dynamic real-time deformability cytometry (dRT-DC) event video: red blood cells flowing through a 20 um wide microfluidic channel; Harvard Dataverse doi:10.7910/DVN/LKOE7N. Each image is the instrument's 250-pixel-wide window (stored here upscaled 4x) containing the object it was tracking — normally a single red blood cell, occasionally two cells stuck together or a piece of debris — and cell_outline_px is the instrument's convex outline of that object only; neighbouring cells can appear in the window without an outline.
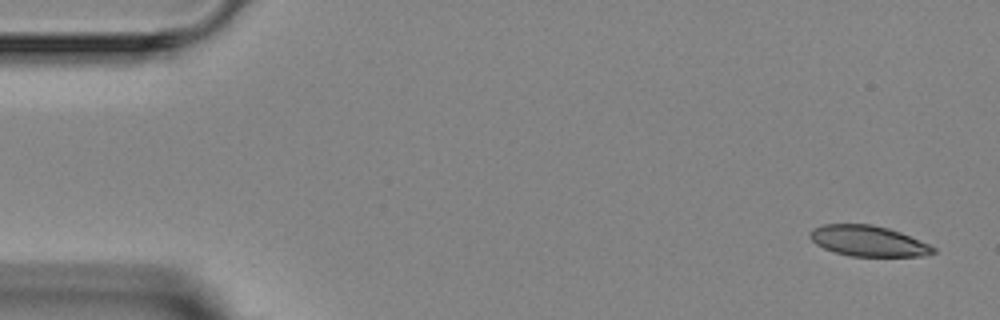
{"species": "Egyptian fruit bat (a non-hibernating species)", "species_latin": "Rousettus aegyptiacus", "temperature_condition": "room temperature", "stored_images_in_passage": 5, "camera_frame_rate_fps": 3000, "um_per_image_px": 0.085, "animal": {"sex": "female"}, "frame": {"image": 1, "passage_image": 1, "time_ms": 0.0, "image_size_px": [1000, 320], "cell_outline_px": [[936, 252], [924, 256], [852, 256], [836, 252], [824, 248], [816, 244], [808, 236], [808, 232], [812, 228], [824, 224], [872, 224], [888, 228], [900, 232], [928, 244], [936, 248]], "centroid_in_image_um": [73.77, 20.47], "position_along_channel_um": 11.2, "area_um2": 21.96}}
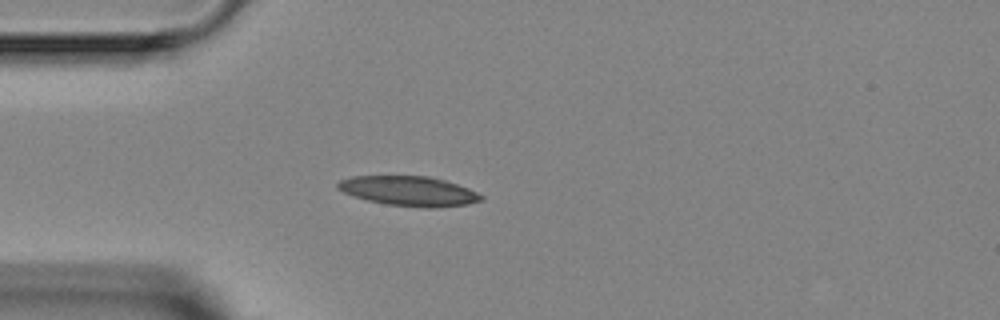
{"frame": {"image": 2, "passage_image": 4, "time_ms": 3.667, "image_size_px": [1000, 320], "cell_outline_px": [[484, 196], [480, 200], [468, 204], [436, 208], [424, 208], [384, 204], [368, 200], [344, 192], [336, 188], [336, 184], [340, 180], [352, 176], [428, 176], [444, 180], [468, 188]], "centroid_in_image_um": [34.75, 16.24], "position_along_channel_um": 50.3, "area_um2": 24.74}}